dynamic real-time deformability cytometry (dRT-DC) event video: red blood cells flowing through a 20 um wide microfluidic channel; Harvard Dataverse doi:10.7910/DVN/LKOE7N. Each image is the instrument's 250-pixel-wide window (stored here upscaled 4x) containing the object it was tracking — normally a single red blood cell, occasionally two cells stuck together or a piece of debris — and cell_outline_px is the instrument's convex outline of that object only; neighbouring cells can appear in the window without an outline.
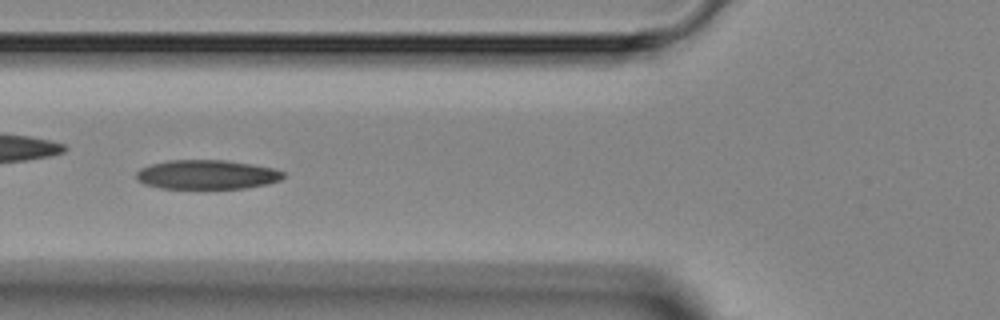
{"species": "Egyptian fruit bat (a non-hibernating species)", "species_latin": "Rousettus aegyptiacus", "temperature_condition": "room temperature", "stored_images_in_passage": 6, "camera_frame_rate_fps": 3000, "um_per_image_px": 0.085, "animal": {"sex": "female"}, "frame": {"image": 1, "passage_image": 6, "time_ms": 5.667, "image_size_px": [1000, 320], "cell_outline_px": [[284, 176], [280, 180], [264, 184], [244, 188], [160, 188], [144, 184], [136, 180], [136, 172], [140, 168], [152, 164], [168, 160], [224, 160], [252, 164], [272, 168], [284, 172]], "centroid_in_image_um": [17.54, 14.83], "position_along_channel_um": 108.3, "area_um2": 24.91}}